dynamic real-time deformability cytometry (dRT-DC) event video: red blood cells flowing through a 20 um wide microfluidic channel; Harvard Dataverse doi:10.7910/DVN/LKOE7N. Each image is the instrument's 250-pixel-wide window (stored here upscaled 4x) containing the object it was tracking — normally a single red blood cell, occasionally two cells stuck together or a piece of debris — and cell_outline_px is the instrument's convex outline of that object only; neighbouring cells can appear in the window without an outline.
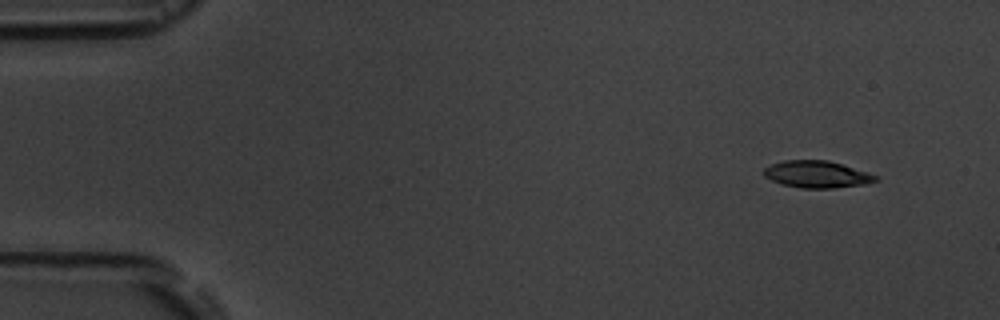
{"species": "common noctule bat (a hibernating species)", "species_latin": "Nyctalus noctula", "temperature_condition": "room temperature", "stored_images_in_passage": 5, "camera_frame_rate_fps": 3000, "um_per_image_px": 0.085, "animal": {"sex": "male", "body_mass_g": 19.5, "forearm_length_mm": 54.6}, "frame": {"image": 1, "passage_image": 5, "time_ms": 5.667, "image_size_px": [1000, 320], "cell_outline_px": [[880, 180], [868, 184], [832, 188], [800, 188], [784, 184], [772, 180], [764, 176], [764, 168], [772, 164], [784, 160], [828, 160], [868, 172], [880, 176]], "centroid_in_image_um": [69.5, 14.82], "position_along_channel_um": 15.5, "area_um2": 17.63}}